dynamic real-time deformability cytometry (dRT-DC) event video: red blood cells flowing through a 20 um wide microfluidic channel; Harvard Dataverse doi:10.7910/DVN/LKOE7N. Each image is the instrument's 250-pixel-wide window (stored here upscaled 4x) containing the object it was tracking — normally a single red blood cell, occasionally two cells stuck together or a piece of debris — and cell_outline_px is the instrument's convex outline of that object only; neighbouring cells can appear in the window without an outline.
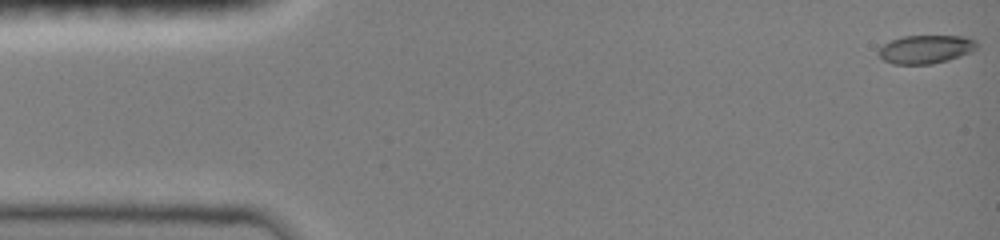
{"species": "common noctule bat (a hibernating species)", "species_latin": "Nyctalus noctula", "temperature_condition": "room temperature", "stored_images_in_passage": 5, "camera_frame_rate_fps": 3000, "um_per_image_px": 0.085, "animal": {"sex": "female", "body_mass_g": 19.0, "forearm_length_mm": 51.5}, "frame": {"image": 1, "passage_image": 1, "time_ms": 0.0, "image_size_px": [1000, 240], "cell_outline_px": [[980, 44], [972, 52], [948, 60], [932, 64], [892, 64], [884, 60], [876, 52], [884, 44], [892, 40], [904, 36], [964, 36], [976, 40]], "centroid_in_image_um": [78.72, 4.19], "position_along_channel_um": 6.3, "area_um2": 16.36}}
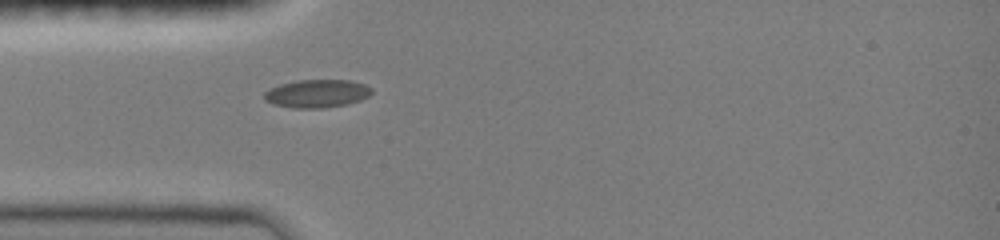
{"frame": {"image": 2, "passage_image": 5, "time_ms": 4.333, "image_size_px": [1000, 240], "cell_outline_px": [[372, 92], [368, 96], [360, 100], [348, 104], [320, 108], [292, 108], [272, 104], [264, 100], [264, 92], [268, 88], [280, 84], [296, 80], [352, 80], [364, 84], [372, 88]], "centroid_in_image_um": [26.91, 7.95], "position_along_channel_um": 58.1, "area_um2": 17.74}}